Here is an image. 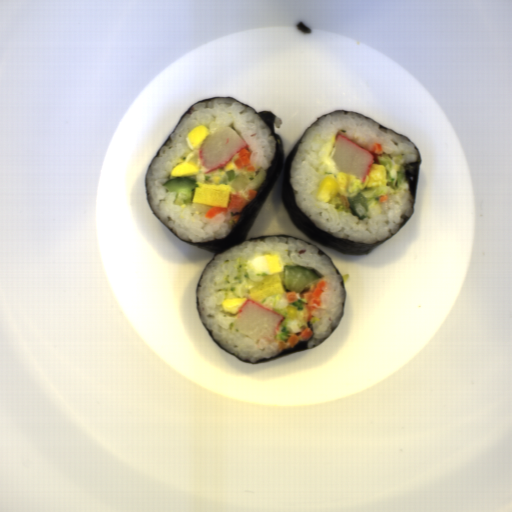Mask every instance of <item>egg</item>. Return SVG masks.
Segmentation results:
<instances>
[{
	"label": "egg",
	"mask_w": 512,
	"mask_h": 512,
	"mask_svg": "<svg viewBox=\"0 0 512 512\" xmlns=\"http://www.w3.org/2000/svg\"><path fill=\"white\" fill-rule=\"evenodd\" d=\"M211 132L205 125L195 126L192 130L187 133L186 143L190 149L200 150L202 144L207 139Z\"/></svg>",
	"instance_id": "obj_5"
},
{
	"label": "egg",
	"mask_w": 512,
	"mask_h": 512,
	"mask_svg": "<svg viewBox=\"0 0 512 512\" xmlns=\"http://www.w3.org/2000/svg\"><path fill=\"white\" fill-rule=\"evenodd\" d=\"M336 137L337 136H334L332 138V140L329 143H327L326 145H324L322 147V149L320 150L321 159L325 163L328 173H330V175H332L334 177H338V173H342L336 168V162L333 158V155L335 152V138Z\"/></svg>",
	"instance_id": "obj_6"
},
{
	"label": "egg",
	"mask_w": 512,
	"mask_h": 512,
	"mask_svg": "<svg viewBox=\"0 0 512 512\" xmlns=\"http://www.w3.org/2000/svg\"><path fill=\"white\" fill-rule=\"evenodd\" d=\"M235 166H236V165H235L234 163H232V162H231L230 164H228L227 166H225V168H224V169H225V171H227V170H232V169H234V168H235Z\"/></svg>",
	"instance_id": "obj_8"
},
{
	"label": "egg",
	"mask_w": 512,
	"mask_h": 512,
	"mask_svg": "<svg viewBox=\"0 0 512 512\" xmlns=\"http://www.w3.org/2000/svg\"><path fill=\"white\" fill-rule=\"evenodd\" d=\"M392 179L388 178L386 166L382 164L372 165L364 183L357 179L356 175L337 172V176L326 174L322 177L316 193L315 199L320 201H331L335 196L341 193L363 189L367 186L369 189L387 187Z\"/></svg>",
	"instance_id": "obj_2"
},
{
	"label": "egg",
	"mask_w": 512,
	"mask_h": 512,
	"mask_svg": "<svg viewBox=\"0 0 512 512\" xmlns=\"http://www.w3.org/2000/svg\"><path fill=\"white\" fill-rule=\"evenodd\" d=\"M246 301L247 297H228L221 301L222 312L236 316Z\"/></svg>",
	"instance_id": "obj_7"
},
{
	"label": "egg",
	"mask_w": 512,
	"mask_h": 512,
	"mask_svg": "<svg viewBox=\"0 0 512 512\" xmlns=\"http://www.w3.org/2000/svg\"><path fill=\"white\" fill-rule=\"evenodd\" d=\"M194 153H189L185 161L180 164H177L171 170V177L174 178H189L193 175L199 173V167L191 162V159L194 157Z\"/></svg>",
	"instance_id": "obj_4"
},
{
	"label": "egg",
	"mask_w": 512,
	"mask_h": 512,
	"mask_svg": "<svg viewBox=\"0 0 512 512\" xmlns=\"http://www.w3.org/2000/svg\"><path fill=\"white\" fill-rule=\"evenodd\" d=\"M285 266L282 255L277 252H270L248 260L246 273L254 282L253 288L248 291V298L261 304L271 294L285 291L282 282Z\"/></svg>",
	"instance_id": "obj_1"
},
{
	"label": "egg",
	"mask_w": 512,
	"mask_h": 512,
	"mask_svg": "<svg viewBox=\"0 0 512 512\" xmlns=\"http://www.w3.org/2000/svg\"><path fill=\"white\" fill-rule=\"evenodd\" d=\"M211 181L212 184L195 182V184H199V187H195L192 203L228 208L232 186L222 183L221 177L218 176H213Z\"/></svg>",
	"instance_id": "obj_3"
}]
</instances>
